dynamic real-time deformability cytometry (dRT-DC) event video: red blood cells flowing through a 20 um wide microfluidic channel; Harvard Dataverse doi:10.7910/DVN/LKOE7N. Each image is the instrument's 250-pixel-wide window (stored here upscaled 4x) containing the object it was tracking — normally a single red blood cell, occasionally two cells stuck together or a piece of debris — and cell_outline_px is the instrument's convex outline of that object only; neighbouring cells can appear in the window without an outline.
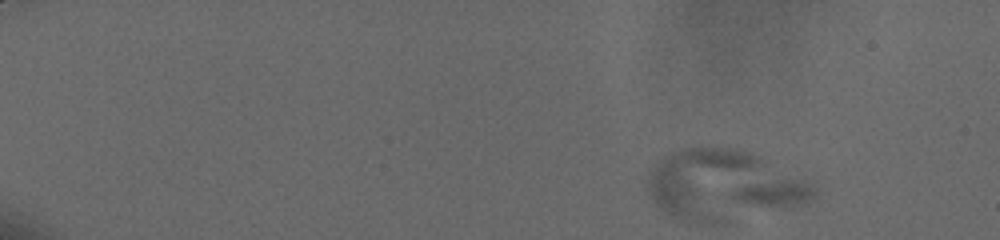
{"species": "human", "species_latin": "Homo sapiens", "temperature_condition": "cold", "stored_images_in_passage": 3, "camera_frame_rate_fps": 3000, "um_per_image_px": 0.085, "donor": {"sex": "male"}, "frame": {"image": 1, "passage_image": 1, "time_ms": 0.0, "image_size_px": [1000, 240], "cell_outline_px": [[816, 196], [808, 204], [728, 224], [700, 224], [680, 220], [664, 212], [648, 196], [648, 172], [668, 152], [680, 148], [700, 144], [732, 148], [752, 152], [816, 188]], "centroid_in_image_um": [61.46, 15.78], "position_along_channel_um": 23.5, "area_um2": 69.65}}